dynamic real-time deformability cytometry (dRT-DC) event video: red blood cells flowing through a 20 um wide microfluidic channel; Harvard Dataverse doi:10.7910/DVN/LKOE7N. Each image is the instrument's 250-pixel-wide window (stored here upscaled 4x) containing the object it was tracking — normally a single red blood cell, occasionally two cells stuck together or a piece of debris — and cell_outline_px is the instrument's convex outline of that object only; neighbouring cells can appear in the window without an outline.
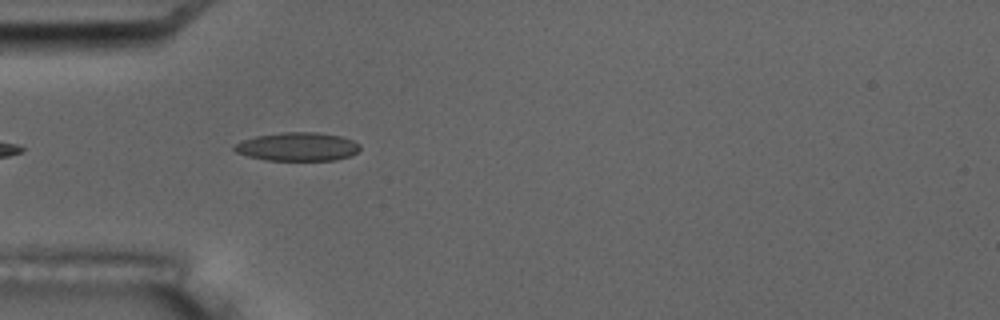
{"species": "common noctule bat (a hibernating species)", "species_latin": "Nyctalus noctula", "temperature_condition": "room temperature", "stored_images_in_passage": 3, "camera_frame_rate_fps": 3000, "um_per_image_px": 0.085, "animal": {"sex": "male", "body_mass_g": 17.5, "forearm_length_mm": 52.3}, "frame": {"image": 1, "passage_image": 2, "time_ms": 1.333, "image_size_px": [1000, 320], "cell_outline_px": [[360, 148], [356, 152], [348, 156], [336, 160], [264, 160], [248, 156], [236, 152], [232, 148], [240, 140], [256, 136], [280, 132], [316, 132], [340, 136], [352, 140], [360, 144]], "centroid_in_image_um": [25.26, 12.46], "position_along_channel_um": 59.7, "area_um2": 20.87}}